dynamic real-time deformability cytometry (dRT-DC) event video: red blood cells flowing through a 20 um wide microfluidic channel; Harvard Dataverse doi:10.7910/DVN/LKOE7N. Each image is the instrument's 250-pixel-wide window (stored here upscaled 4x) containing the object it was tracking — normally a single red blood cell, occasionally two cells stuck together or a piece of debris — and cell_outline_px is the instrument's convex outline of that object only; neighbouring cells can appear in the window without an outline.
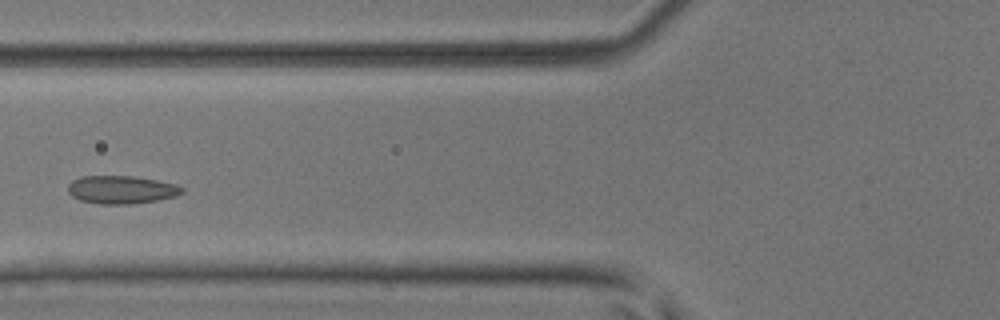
{"species": "common noctule bat (a hibernating species)", "species_latin": "Nyctalus noctula", "temperature_condition": "room temperature", "stored_images_in_passage": 6, "camera_frame_rate_fps": 3000, "um_per_image_px": 0.085, "animal": {"sex": "male", "body_mass_g": 17.9, "forearm_length_mm": 54.2}, "frame": {"image": 1, "passage_image": 4, "time_ms": 1.0, "image_size_px": [1000, 320], "cell_outline_px": [[184, 192], [176, 196], [160, 200], [132, 204], [100, 204], [80, 200], [72, 196], [68, 192], [68, 184], [72, 180], [80, 176], [132, 176], [156, 180], [176, 184], [184, 188]], "centroid_in_image_um": [10.33, 16.13], "position_along_channel_um": 115.5, "area_um2": 18.79}}
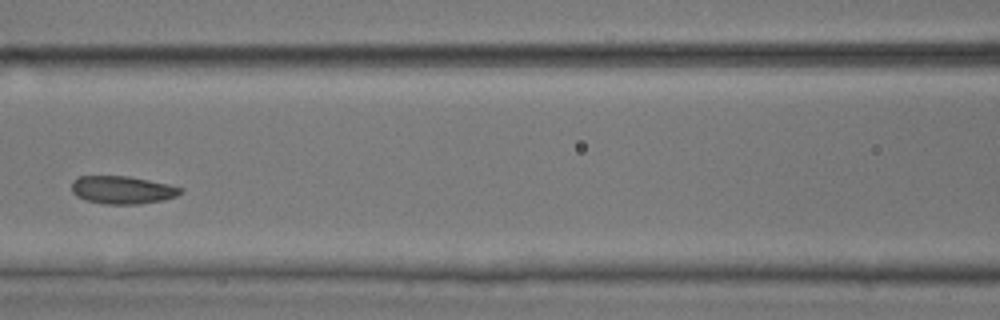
{"frame": {"image": 2, "passage_image": 5, "time_ms": 1.333, "image_size_px": [1000, 320], "cell_outline_px": [[184, 192], [176, 196], [164, 200], [140, 204], [104, 204], [84, 200], [76, 196], [72, 192], [72, 180], [80, 176], [128, 176], [168, 184], [184, 188]], "centroid_in_image_um": [10.41, 16.15], "position_along_channel_um": 156.2, "area_um2": 17.86}}
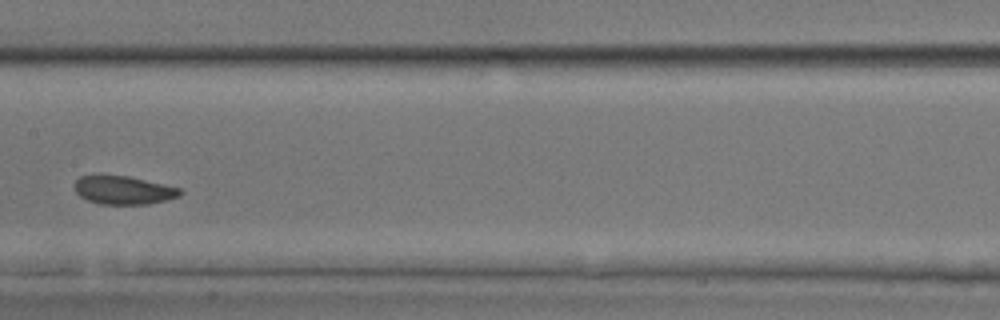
{"frame": {"image": 3, "passage_image": 6, "time_ms": 1.667, "image_size_px": [1000, 320], "cell_outline_px": [[184, 192], [180, 196], [148, 204], [100, 204], [88, 200], [80, 196], [76, 192], [72, 184], [80, 176], [128, 176], [164, 184], [180, 188]], "centroid_in_image_um": [10.49, 16.17], "position_along_channel_um": 196.9, "area_um2": 17.34}}